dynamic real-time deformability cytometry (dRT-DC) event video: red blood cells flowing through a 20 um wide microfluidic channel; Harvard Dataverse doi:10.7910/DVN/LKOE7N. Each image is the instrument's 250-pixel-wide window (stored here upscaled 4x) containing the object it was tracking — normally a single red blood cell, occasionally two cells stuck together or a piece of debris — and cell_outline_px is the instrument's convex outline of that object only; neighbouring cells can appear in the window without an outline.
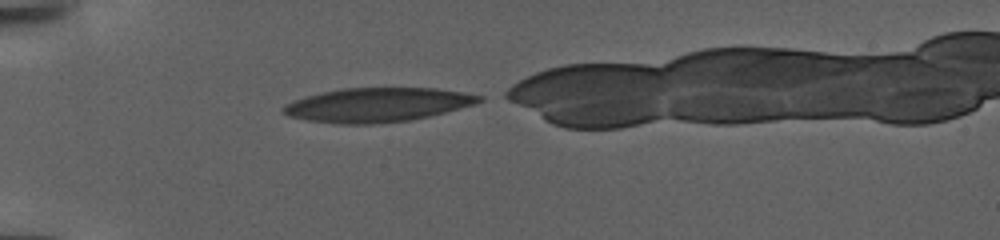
{"species": "human", "species_latin": "Homo sapiens", "temperature_condition": "warm", "stored_images_in_passage": 81, "camera_frame_rate_fps": 3000, "um_per_image_px": 0.085, "donor": {"sex": "female"}, "frame": {"image": 1, "passage_image": 1, "time_ms": 0.0, "image_size_px": [1000, 240], "cell_outline_px": [[484, 100], [476, 104], [428, 116], [408, 120], [372, 124], [332, 124], [308, 120], [288, 116], [280, 112], [280, 108], [284, 104], [292, 100], [304, 96], [344, 88], [436, 88], [484, 96]], "centroid_in_image_um": [32.01, 8.91], "position_along_channel_um": 53.0, "area_um2": 39.02}}
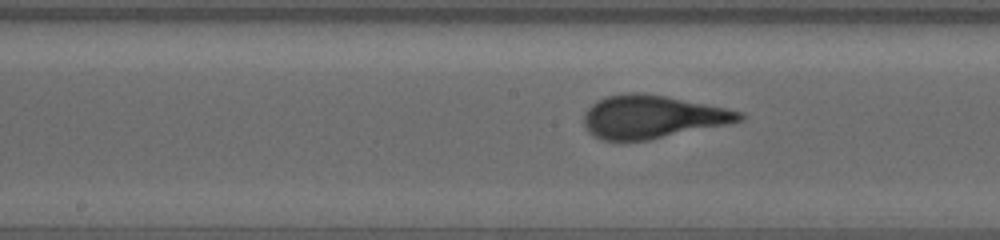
{"frame": {"image": 2, "passage_image": 33, "time_ms": 10.667, "image_size_px": [1000, 240], "cell_outline_px": [[748, 116], [744, 120], [732, 124], [648, 140], [600, 140], [592, 136], [584, 128], [584, 112], [596, 100], [608, 96], [624, 92], [644, 92], [744, 112]], "centroid_in_image_um": [55.45, 9.94], "position_along_channel_um": 192.8, "area_um2": 39.42}}
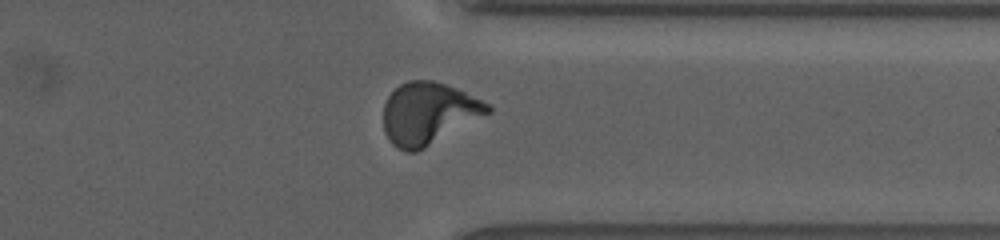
{"frame": {"image": 3, "passage_image": 69, "time_ms": 22.667, "image_size_px": [1000, 240], "cell_outline_px": [[492, 112], [424, 148], [416, 152], [408, 152], [396, 148], [388, 140], [384, 132], [384, 104], [388, 96], [400, 84], [408, 80], [432, 80], [456, 88], [492, 104]], "centroid_in_image_um": [36.42, 9.64], "position_along_channel_um": 375.0, "area_um2": 37.74}}